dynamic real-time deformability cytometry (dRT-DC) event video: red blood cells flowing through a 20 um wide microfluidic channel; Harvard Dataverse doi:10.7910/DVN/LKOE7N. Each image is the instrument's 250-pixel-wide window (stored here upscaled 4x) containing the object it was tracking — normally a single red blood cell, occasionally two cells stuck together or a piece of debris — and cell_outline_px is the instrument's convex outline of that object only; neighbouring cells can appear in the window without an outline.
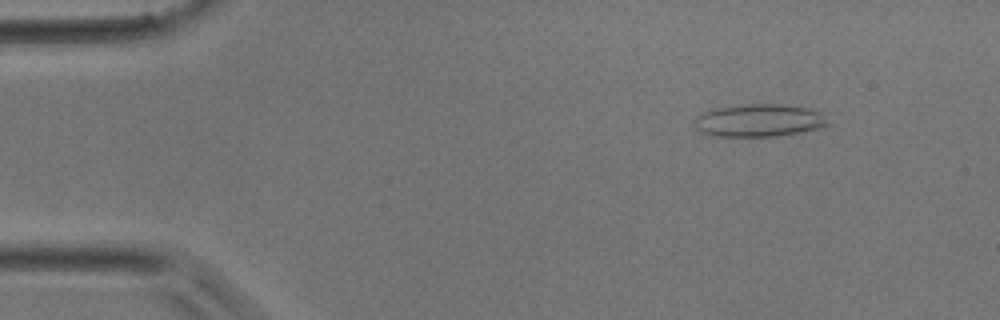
{"species": "common noctule bat (a hibernating species)", "species_latin": "Nyctalus noctula", "temperature_condition": "room temperature", "stored_images_in_passage": 35, "camera_frame_rate_fps": 3000, "um_per_image_px": 0.085, "animal": {"sex": "male", "body_mass_g": 17.9}, "frame": {"image": 1, "passage_image": 4, "time_ms": 1.0, "image_size_px": [1000, 320], "cell_outline_px": [[836, 124], [820, 128], [800, 132], [776, 136], [716, 136], [700, 132], [692, 124], [692, 120], [696, 116], [704, 112], [716, 108], [744, 104], [780, 104], [808, 108], [824, 112]], "centroid_in_image_um": [64.61, 10.23], "position_along_channel_um": 20.4, "area_um2": 26.01}}
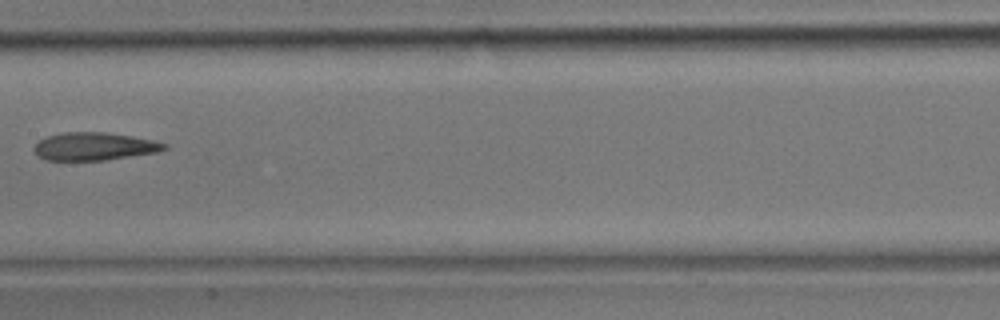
{"frame": {"image": 2, "passage_image": 18, "time_ms": 5.667, "image_size_px": [1000, 320], "cell_outline_px": [[168, 148], [156, 152], [104, 160], [44, 160], [32, 148], [40, 140], [48, 136], [64, 132], [104, 132], [132, 136], [152, 140], [168, 144]], "centroid_in_image_um": [8.01, 12.44], "position_along_channel_um": 199.4, "area_um2": 20.92}}
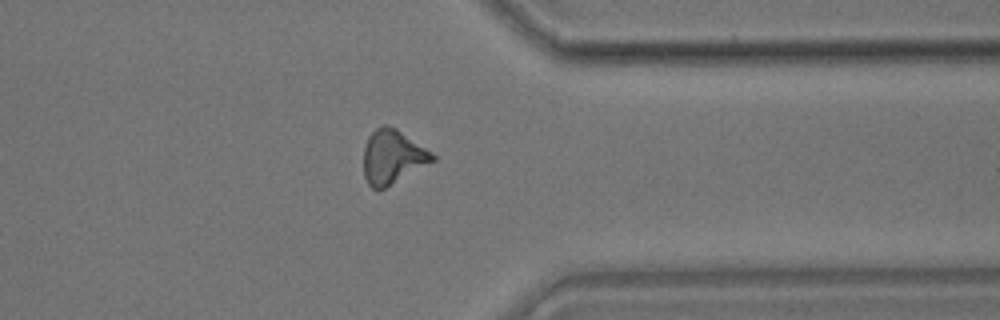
{"frame": {"image": 3, "passage_image": 28, "time_ms": 9.0, "image_size_px": [1000, 320], "cell_outline_px": [[436, 160], [384, 188], [372, 188], [368, 184], [364, 176], [364, 148], [368, 136], [376, 128], [384, 124], [388, 124], [396, 128], [432, 152], [436, 156]], "centroid_in_image_um": [33.36, 13.31], "position_along_channel_um": 378.0, "area_um2": 21.5}}